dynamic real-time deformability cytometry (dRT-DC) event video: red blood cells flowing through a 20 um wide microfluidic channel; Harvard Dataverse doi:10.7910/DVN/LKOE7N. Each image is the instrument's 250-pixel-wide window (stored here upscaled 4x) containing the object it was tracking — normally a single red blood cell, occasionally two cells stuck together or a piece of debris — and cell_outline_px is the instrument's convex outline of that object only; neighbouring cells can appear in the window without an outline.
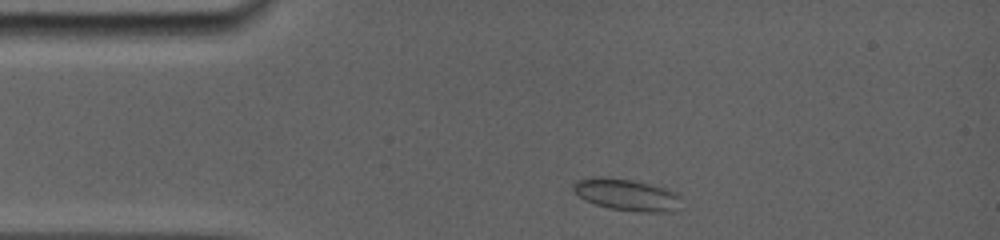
{"species": "common noctule bat (a hibernating species)", "species_latin": "Nyctalus noctula", "temperature_condition": "room temperature", "stored_images_in_passage": 30, "camera_frame_rate_fps": 5000, "um_per_image_px": 0.085, "animal": {"sex": "female", "body_mass_g": 19.0, "forearm_length_mm": 56.7}, "frame": {"image": 1, "passage_image": 2, "time_ms": 0.6, "image_size_px": [1000, 240], "cell_outline_px": [[680, 196], [672, 208], [668, 212], [640, 212], [608, 208], [584, 200], [572, 188], [572, 184], [576, 180], [592, 176], [604, 176], [632, 180], [668, 188], [676, 192]], "centroid_in_image_um": [53.18, 16.52], "position_along_channel_um": 31.8, "area_um2": 19.83}}
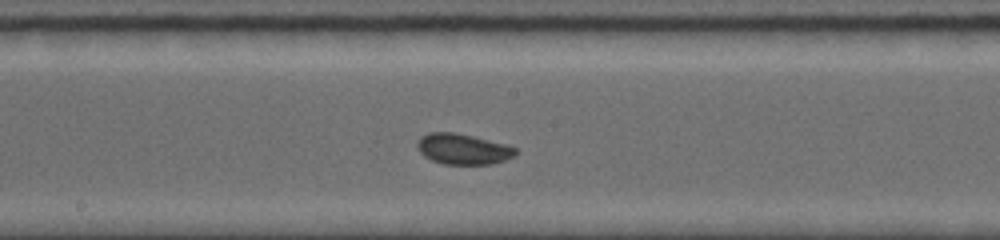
{"frame": {"image": 2, "passage_image": 14, "time_ms": 6.2, "image_size_px": [1000, 240], "cell_outline_px": [[520, 152], [516, 156], [492, 164], [444, 164], [432, 160], [424, 156], [416, 148], [416, 144], [420, 136], [428, 132], [452, 132], [472, 136], [508, 144], [516, 148]], "centroid_in_image_um": [39.37, 12.66], "position_along_channel_um": 208.8, "area_um2": 17.8}}
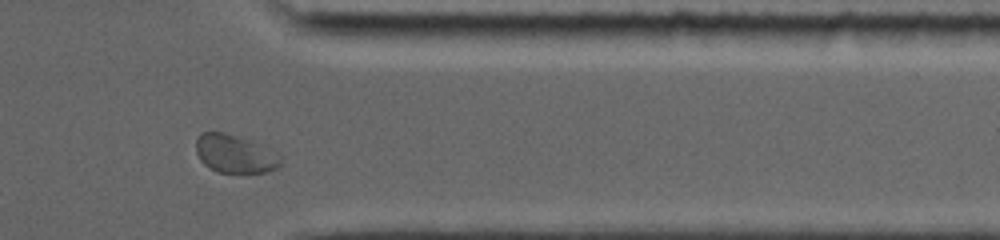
{"frame": {"image": 3, "passage_image": 26, "time_ms": 11.0, "image_size_px": [1000, 240], "cell_outline_px": [[280, 164], [276, 168], [268, 172], [216, 172], [208, 168], [200, 160], [196, 152], [196, 140], [200, 132], [224, 132], [260, 144], [276, 152], [280, 156]], "centroid_in_image_um": [19.93, 13.08], "position_along_channel_um": 391.5, "area_um2": 18.79}, "authors_computed_cell_mechanics": {"area_um2": 17.34, "velocity_mm_per_s": 3.8106, "shape_relaxation_time_tau1_ms": 1.9417, "shape_relaxation_time_tau2_ms": null, "deformation_change_tau1": 0.0445, "deformation_change_tau2": null}}